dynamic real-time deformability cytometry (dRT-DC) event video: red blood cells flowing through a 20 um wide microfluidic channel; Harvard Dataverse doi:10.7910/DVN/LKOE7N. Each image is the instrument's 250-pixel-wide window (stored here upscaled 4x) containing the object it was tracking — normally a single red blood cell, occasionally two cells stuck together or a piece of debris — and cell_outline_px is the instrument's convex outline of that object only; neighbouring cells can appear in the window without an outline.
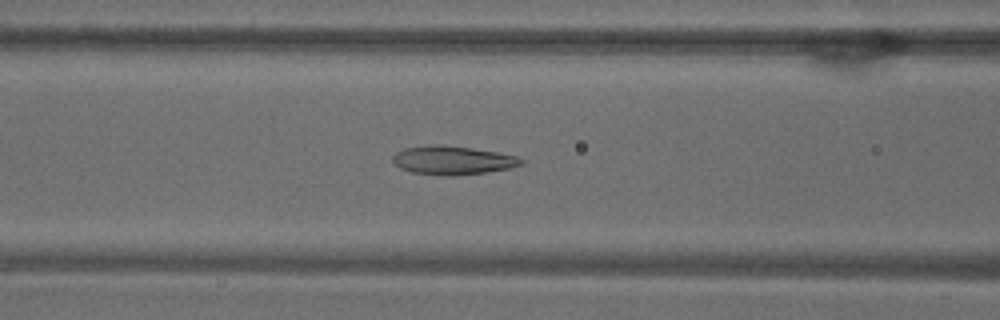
{"species": "common noctule bat (a hibernating species)", "species_latin": "Nyctalus noctula", "temperature_condition": "warm", "stored_images_in_passage": 42, "camera_frame_rate_fps": 3000, "um_per_image_px": 0.085, "animal": {"sex": "male", "body_mass_g": 18.8}, "frame": {"image": 1, "passage_image": 13, "time_ms": 4.0, "image_size_px": [1000, 320], "cell_outline_px": [[524, 164], [512, 168], [488, 172], [452, 176], [448, 176], [412, 172], [400, 168], [392, 160], [392, 156], [396, 152], [404, 148], [432, 144], [440, 144], [472, 148], [496, 152], [516, 156], [524, 160]], "centroid_in_image_um": [38.49, 13.62], "position_along_channel_um": 128.1, "area_um2": 21.56}}
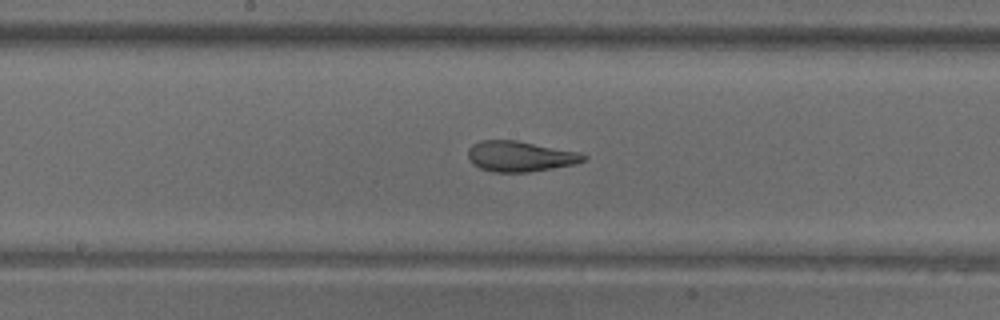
{"frame": {"image": 2, "passage_image": 19, "time_ms": 6.0, "image_size_px": [1000, 320], "cell_outline_px": [[588, 156], [584, 160], [576, 164], [528, 172], [492, 172], [480, 168], [472, 164], [468, 156], [468, 148], [472, 144], [480, 140], [516, 140], [580, 152]], "centroid_in_image_um": [44.19, 13.28], "position_along_channel_um": 204.0, "area_um2": 20.63}}
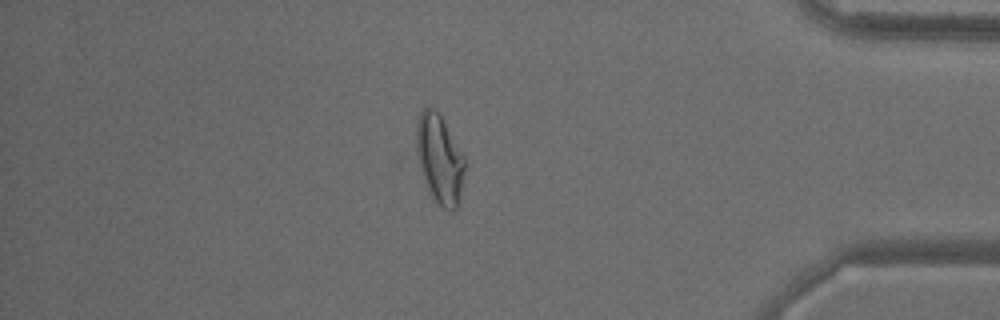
{"frame": {"image": 3, "passage_image": 37, "time_ms": 12.0, "image_size_px": [1000, 320], "cell_outline_px": [[464, 172], [456, 212], [452, 212], [444, 208], [432, 196], [412, 160], [416, 124], [420, 112], [424, 108], [432, 108], [440, 112], [464, 156]], "centroid_in_image_um": [37.27, 13.48], "position_along_channel_um": 397.9, "area_um2": 26.07}, "authors_computed_cell_mechanics": {"area_um2": 21.5883, "velocity_mm_per_s": 3.7893, "shape_relaxation_time_tau1_ms": null, "shape_relaxation_time_tau2_ms": 1.8645, "deformation_change_tau1": null, "deformation_change_tau2": 0.0974}}